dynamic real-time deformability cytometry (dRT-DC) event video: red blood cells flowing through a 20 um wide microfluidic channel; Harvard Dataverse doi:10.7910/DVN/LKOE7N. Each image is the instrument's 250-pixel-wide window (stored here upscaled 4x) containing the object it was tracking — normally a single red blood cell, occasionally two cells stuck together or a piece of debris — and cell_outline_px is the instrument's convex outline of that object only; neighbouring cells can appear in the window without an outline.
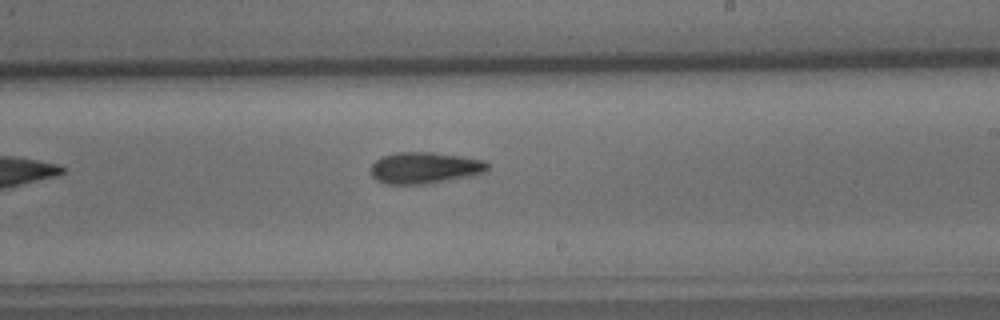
{"species": "common noctule bat (a hibernating species)", "species_latin": "Nyctalus noctula", "temperature_condition": "cold", "stored_images_in_passage": 9, "camera_frame_rate_fps": 3000, "um_per_image_px": 0.085, "animal": {"sex": "male", "body_mass_g": 15.6}, "frame": {"image": 1, "passage_image": 9, "time_ms": 10.333, "image_size_px": [1000, 320], "cell_outline_px": [[488, 172], [428, 184], [384, 184], [376, 180], [368, 172], [368, 168], [380, 156], [396, 152], [432, 152], [460, 156], [484, 160], [488, 164]], "centroid_in_image_um": [36.04, 14.27], "position_along_channel_um": 253.0, "area_um2": 21.73}}